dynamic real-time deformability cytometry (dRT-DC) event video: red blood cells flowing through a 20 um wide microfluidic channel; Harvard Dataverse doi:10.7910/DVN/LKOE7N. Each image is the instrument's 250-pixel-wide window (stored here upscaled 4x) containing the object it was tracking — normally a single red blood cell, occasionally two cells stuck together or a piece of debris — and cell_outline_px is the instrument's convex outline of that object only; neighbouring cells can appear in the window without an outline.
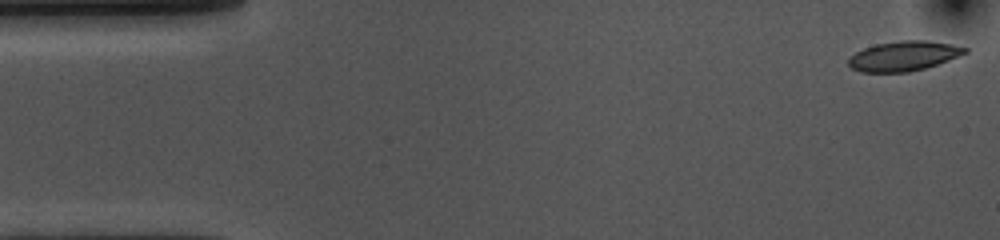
{"species": "common noctule bat (a hibernating species)", "species_latin": "Nyctalus noctula", "temperature_condition": "cold", "stored_images_in_passage": 54, "camera_frame_rate_fps": 3000, "um_per_image_px": 0.085, "animal": {"sex": "female", "body_mass_g": 10.0, "forearm_length_mm": 53.1}, "frame": {"image": 1, "passage_image": 1, "time_ms": 0.0, "image_size_px": [1000, 240], "cell_outline_px": [[968, 52], [948, 60], [924, 68], [908, 72], [860, 72], [852, 68], [848, 64], [848, 60], [856, 52], [864, 48], [876, 44], [904, 40], [928, 40], [968, 48]], "centroid_in_image_um": [76.8, 4.76], "position_along_channel_um": 8.2, "area_um2": 19.94}}
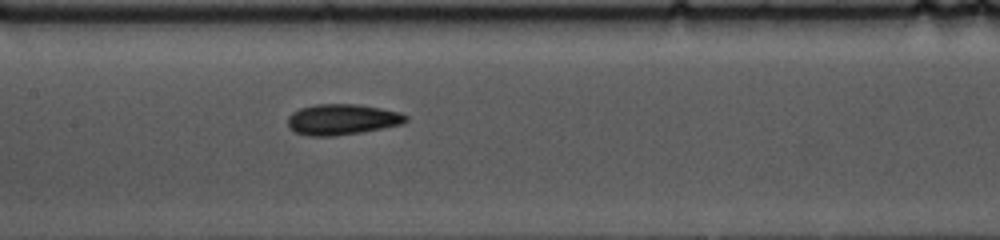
{"frame": {"image": 2, "passage_image": 24, "time_ms": 7.667, "image_size_px": [1000, 240], "cell_outline_px": [[408, 120], [404, 124], [384, 128], [336, 136], [308, 136], [296, 132], [288, 124], [288, 116], [292, 112], [300, 108], [316, 104], [356, 104], [380, 108], [400, 112], [408, 116]], "centroid_in_image_um": [29.11, 10.15], "position_along_channel_um": 178.3, "area_um2": 21.21}}
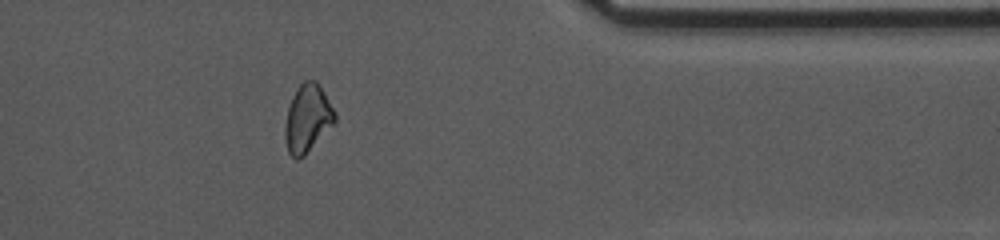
{"frame": {"image": 3, "passage_image": 43, "time_ms": 14.0, "image_size_px": [1000, 240], "cell_outline_px": [[336, 120], [304, 156], [296, 160], [288, 152], [284, 136], [284, 128], [288, 108], [292, 96], [300, 84], [304, 80], [316, 80], [320, 84], [336, 112]], "centroid_in_image_um": [26.13, 10.04], "position_along_channel_um": 385.3, "area_um2": 19.65}, "authors_computed_cell_mechanics": {"area_um2": 20.6057, "velocity_mm_per_s": 3.6141, "shape_relaxation_time_tau1_ms": 6.5213, "shape_relaxation_time_tau2_ms": 4.8115, "deformation_change_tau1": 0.1243, "deformation_change_tau2": 0.0886}}